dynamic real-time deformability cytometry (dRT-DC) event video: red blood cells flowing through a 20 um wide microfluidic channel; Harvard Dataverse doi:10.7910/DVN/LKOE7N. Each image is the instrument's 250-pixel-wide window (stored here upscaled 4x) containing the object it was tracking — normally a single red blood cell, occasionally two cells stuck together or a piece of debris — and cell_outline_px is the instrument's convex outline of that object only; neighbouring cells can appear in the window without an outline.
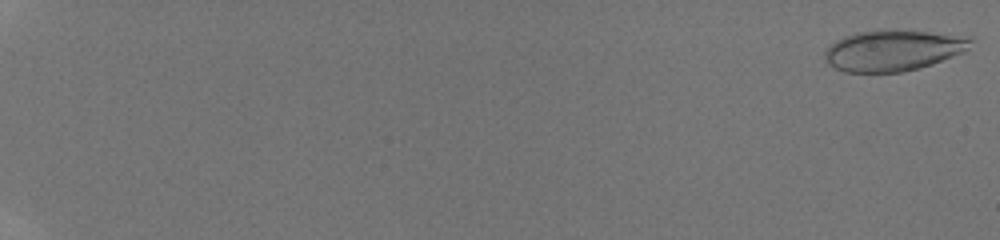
{"species": "human", "species_latin": "Homo sapiens", "temperature_condition": "room temperature", "stored_images_in_passage": 14, "camera_frame_rate_fps": 3000, "um_per_image_px": 0.085, "donor": {"sex": "male"}, "frame": {"image": 1, "passage_image": 1, "time_ms": 0.0, "image_size_px": [1000, 240], "cell_outline_px": [[972, 40], [968, 48], [964, 52], [932, 64], [920, 68], [904, 72], [844, 72], [828, 64], [824, 60], [824, 48], [836, 40], [844, 36], [856, 32], [884, 28], [896, 28], [972, 36]], "centroid_in_image_um": [75.91, 4.25], "position_along_channel_um": 9.1, "area_um2": 35.78}}